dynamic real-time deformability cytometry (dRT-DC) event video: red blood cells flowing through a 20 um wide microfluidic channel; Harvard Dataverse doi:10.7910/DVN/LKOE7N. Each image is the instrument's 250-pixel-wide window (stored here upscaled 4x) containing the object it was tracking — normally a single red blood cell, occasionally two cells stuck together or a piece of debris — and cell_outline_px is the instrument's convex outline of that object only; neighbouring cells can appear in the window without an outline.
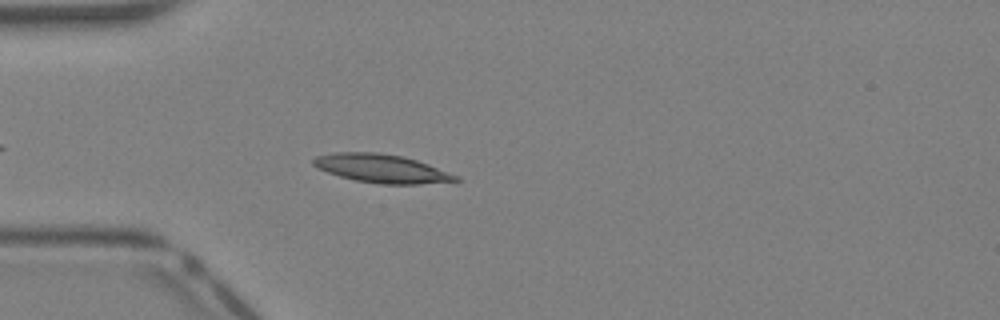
{"species": "Egyptian fruit bat (a non-hibernating species)", "species_latin": "Rousettus aegyptiacus", "temperature_condition": "warm", "stored_images_in_passage": 33, "camera_frame_rate_fps": 3000, "um_per_image_px": 0.085, "animal": {"sex": "female"}, "frame": {"image": 1, "passage_image": 4, "time_ms": 1.0, "image_size_px": [1000, 320], "cell_outline_px": [[460, 180], [420, 184], [380, 184], [356, 180], [340, 176], [328, 172], [312, 164], [312, 160], [316, 156], [336, 152], [376, 152], [404, 156], [428, 164], [460, 176]], "centroid_in_image_um": [32.46, 14.32], "position_along_channel_um": 52.5, "area_um2": 23.47}}
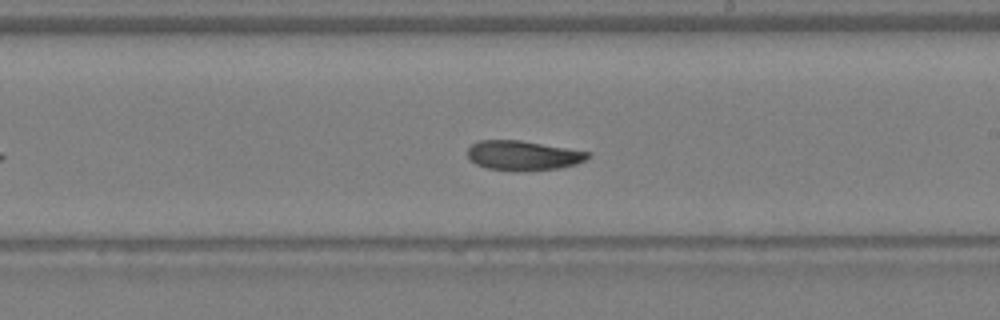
{"frame": {"image": 2, "passage_image": 16, "time_ms": 5.0, "image_size_px": [1000, 320], "cell_outline_px": [[588, 156], [584, 160], [576, 164], [560, 168], [524, 172], [488, 168], [476, 164], [468, 156], [468, 148], [472, 144], [480, 140], [520, 140], [588, 152]], "centroid_in_image_um": [44.43, 13.23], "position_along_channel_um": 244.6, "area_um2": 20.58}}
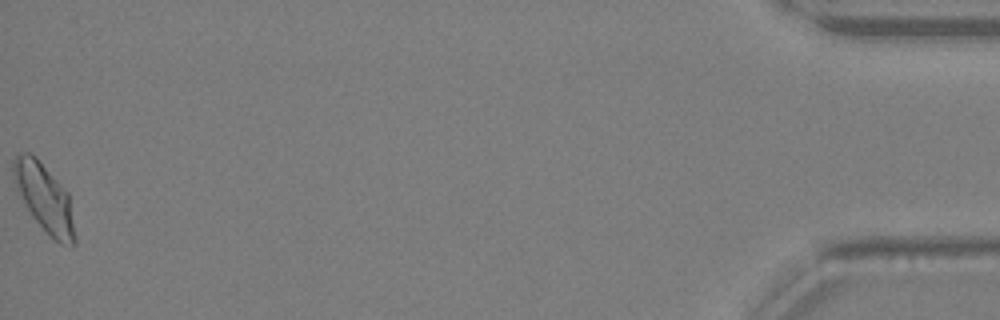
{"frame": {"image": 3, "passage_image": 33, "time_ms": 10.667, "image_size_px": [1000, 320], "cell_outline_px": [[76, 244], [60, 244], [32, 216], [16, 192], [12, 176], [12, 160], [20, 152], [28, 152], [36, 156], [68, 192], [76, 240]], "centroid_in_image_um": [3.72, 16.75], "position_along_channel_um": 431.5, "area_um2": 24.22}}